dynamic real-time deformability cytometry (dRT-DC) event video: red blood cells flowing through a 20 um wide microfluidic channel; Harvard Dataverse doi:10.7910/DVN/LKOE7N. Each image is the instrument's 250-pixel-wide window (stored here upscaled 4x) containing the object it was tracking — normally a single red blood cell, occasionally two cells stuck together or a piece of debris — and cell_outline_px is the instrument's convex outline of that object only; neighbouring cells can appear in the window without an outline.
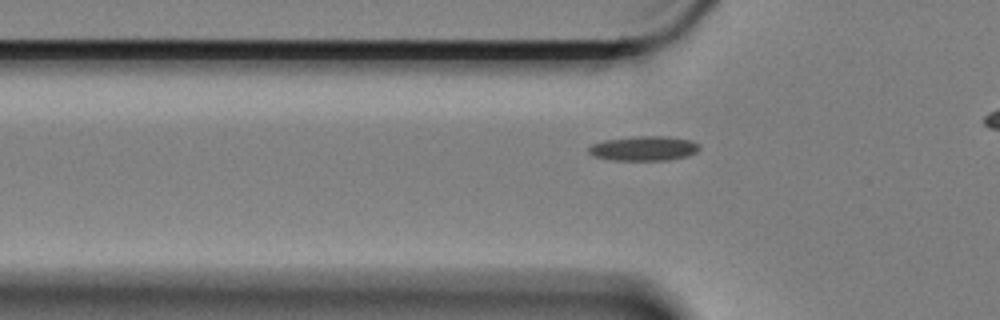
{"species": "Egyptian fruit bat (a non-hibernating species)", "species_latin": "Rousettus aegyptiacus", "temperature_condition": "cold", "stored_images_in_passage": 36, "camera_frame_rate_fps": 3000, "um_per_image_px": 0.085, "animal": {"sex": "female"}, "frame": {"image": 1, "passage_image": 6, "time_ms": 1.667, "image_size_px": [1000, 320], "cell_outline_px": [[700, 148], [696, 152], [688, 156], [668, 160], [612, 160], [592, 156], [588, 152], [588, 148], [592, 144], [604, 140], [632, 136], [668, 136], [692, 140], [700, 144]], "centroid_in_image_um": [54.74, 12.61], "position_along_channel_um": 71.1, "area_um2": 16.13}}
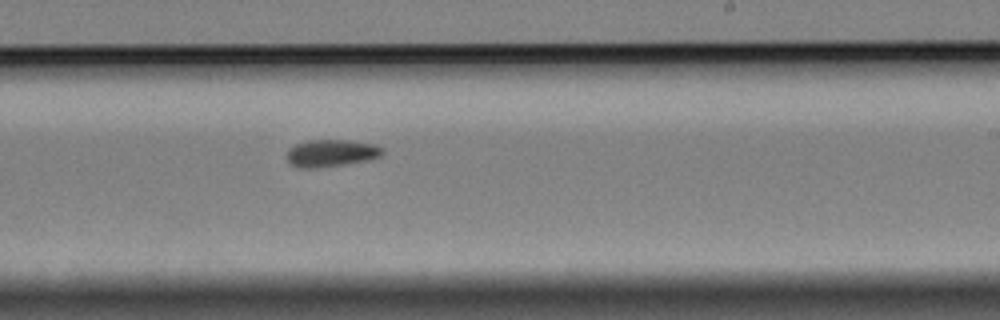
{"frame": {"image": 2, "passage_image": 23, "time_ms": 7.333, "image_size_px": [1000, 320], "cell_outline_px": [[384, 152], [380, 156], [368, 160], [316, 168], [300, 168], [292, 164], [288, 160], [288, 148], [296, 144], [308, 140], [348, 140], [376, 144], [384, 148]], "centroid_in_image_um": [28.18, 13.0], "position_along_channel_um": 260.8, "area_um2": 15.09}}
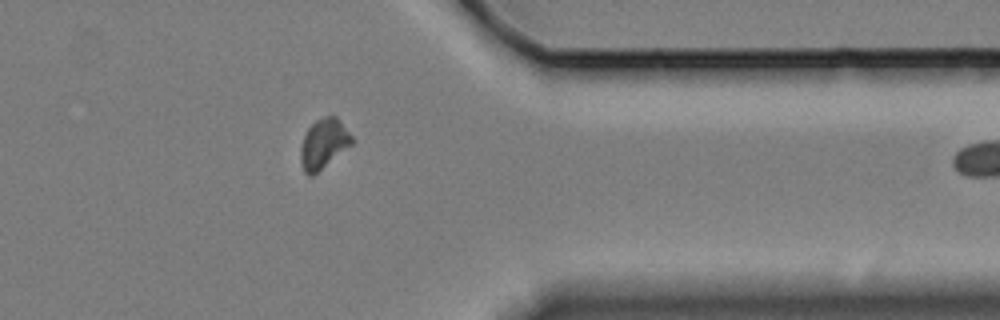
{"frame": {"image": 3, "passage_image": 35, "time_ms": 11.333, "image_size_px": [1000, 320], "cell_outline_px": [[356, 140], [352, 144], [312, 176], [308, 176], [304, 172], [300, 160], [300, 148], [304, 136], [308, 128], [316, 120], [324, 116], [336, 116]], "centroid_in_image_um": [27.51, 12.21], "position_along_channel_um": 383.9, "area_um2": 14.8}}